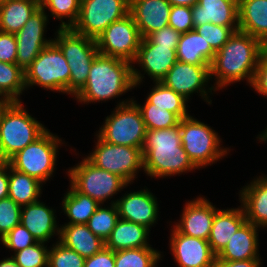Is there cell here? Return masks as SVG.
<instances>
[{
	"label": "cell",
	"instance_id": "obj_42",
	"mask_svg": "<svg viewBox=\"0 0 267 267\" xmlns=\"http://www.w3.org/2000/svg\"><path fill=\"white\" fill-rule=\"evenodd\" d=\"M21 208L10 197L0 200V238L20 224Z\"/></svg>",
	"mask_w": 267,
	"mask_h": 267
},
{
	"label": "cell",
	"instance_id": "obj_22",
	"mask_svg": "<svg viewBox=\"0 0 267 267\" xmlns=\"http://www.w3.org/2000/svg\"><path fill=\"white\" fill-rule=\"evenodd\" d=\"M41 200L22 206L20 223L34 236L37 242L47 243L53 235L60 236L56 214L52 207Z\"/></svg>",
	"mask_w": 267,
	"mask_h": 267
},
{
	"label": "cell",
	"instance_id": "obj_29",
	"mask_svg": "<svg viewBox=\"0 0 267 267\" xmlns=\"http://www.w3.org/2000/svg\"><path fill=\"white\" fill-rule=\"evenodd\" d=\"M215 51L195 30L182 33L177 45V60L192 65H211Z\"/></svg>",
	"mask_w": 267,
	"mask_h": 267
},
{
	"label": "cell",
	"instance_id": "obj_6",
	"mask_svg": "<svg viewBox=\"0 0 267 267\" xmlns=\"http://www.w3.org/2000/svg\"><path fill=\"white\" fill-rule=\"evenodd\" d=\"M97 135L107 143L131 146L142 150L147 128L142 113L132 98L117 103Z\"/></svg>",
	"mask_w": 267,
	"mask_h": 267
},
{
	"label": "cell",
	"instance_id": "obj_26",
	"mask_svg": "<svg viewBox=\"0 0 267 267\" xmlns=\"http://www.w3.org/2000/svg\"><path fill=\"white\" fill-rule=\"evenodd\" d=\"M60 227L59 242L84 258L93 256L105 247V242L87 224H64Z\"/></svg>",
	"mask_w": 267,
	"mask_h": 267
},
{
	"label": "cell",
	"instance_id": "obj_54",
	"mask_svg": "<svg viewBox=\"0 0 267 267\" xmlns=\"http://www.w3.org/2000/svg\"><path fill=\"white\" fill-rule=\"evenodd\" d=\"M257 136H258L257 138L260 140V142L262 141V142L266 143L267 142V128L264 131H262L261 134H259Z\"/></svg>",
	"mask_w": 267,
	"mask_h": 267
},
{
	"label": "cell",
	"instance_id": "obj_34",
	"mask_svg": "<svg viewBox=\"0 0 267 267\" xmlns=\"http://www.w3.org/2000/svg\"><path fill=\"white\" fill-rule=\"evenodd\" d=\"M161 252L152 247L115 251V267H158Z\"/></svg>",
	"mask_w": 267,
	"mask_h": 267
},
{
	"label": "cell",
	"instance_id": "obj_11",
	"mask_svg": "<svg viewBox=\"0 0 267 267\" xmlns=\"http://www.w3.org/2000/svg\"><path fill=\"white\" fill-rule=\"evenodd\" d=\"M95 136L97 137L95 149L86 158L98 168L116 174L128 184H132L137 178L138 172L143 169L142 150L136 147L107 143L97 134Z\"/></svg>",
	"mask_w": 267,
	"mask_h": 267
},
{
	"label": "cell",
	"instance_id": "obj_48",
	"mask_svg": "<svg viewBox=\"0 0 267 267\" xmlns=\"http://www.w3.org/2000/svg\"><path fill=\"white\" fill-rule=\"evenodd\" d=\"M84 267H115V252L104 247L100 252L85 258Z\"/></svg>",
	"mask_w": 267,
	"mask_h": 267
},
{
	"label": "cell",
	"instance_id": "obj_17",
	"mask_svg": "<svg viewBox=\"0 0 267 267\" xmlns=\"http://www.w3.org/2000/svg\"><path fill=\"white\" fill-rule=\"evenodd\" d=\"M114 203L118 208L119 219L141 224L148 229L158 221V201L148 188L125 193L123 197L111 200L109 204Z\"/></svg>",
	"mask_w": 267,
	"mask_h": 267
},
{
	"label": "cell",
	"instance_id": "obj_30",
	"mask_svg": "<svg viewBox=\"0 0 267 267\" xmlns=\"http://www.w3.org/2000/svg\"><path fill=\"white\" fill-rule=\"evenodd\" d=\"M40 8V0H9L0 4V31L18 33L32 14Z\"/></svg>",
	"mask_w": 267,
	"mask_h": 267
},
{
	"label": "cell",
	"instance_id": "obj_24",
	"mask_svg": "<svg viewBox=\"0 0 267 267\" xmlns=\"http://www.w3.org/2000/svg\"><path fill=\"white\" fill-rule=\"evenodd\" d=\"M259 228L245 222L217 255L216 260L238 261L259 258Z\"/></svg>",
	"mask_w": 267,
	"mask_h": 267
},
{
	"label": "cell",
	"instance_id": "obj_46",
	"mask_svg": "<svg viewBox=\"0 0 267 267\" xmlns=\"http://www.w3.org/2000/svg\"><path fill=\"white\" fill-rule=\"evenodd\" d=\"M17 42L15 34L0 31V61L16 63Z\"/></svg>",
	"mask_w": 267,
	"mask_h": 267
},
{
	"label": "cell",
	"instance_id": "obj_10",
	"mask_svg": "<svg viewBox=\"0 0 267 267\" xmlns=\"http://www.w3.org/2000/svg\"><path fill=\"white\" fill-rule=\"evenodd\" d=\"M70 183L78 192L104 205L106 200L129 186L120 176L98 168L86 157L67 171Z\"/></svg>",
	"mask_w": 267,
	"mask_h": 267
},
{
	"label": "cell",
	"instance_id": "obj_33",
	"mask_svg": "<svg viewBox=\"0 0 267 267\" xmlns=\"http://www.w3.org/2000/svg\"><path fill=\"white\" fill-rule=\"evenodd\" d=\"M144 104H155L176 114L180 119L190 116L188 113V100L174 90L167 88L161 82H155L150 93L147 94ZM187 105V107H186Z\"/></svg>",
	"mask_w": 267,
	"mask_h": 267
},
{
	"label": "cell",
	"instance_id": "obj_1",
	"mask_svg": "<svg viewBox=\"0 0 267 267\" xmlns=\"http://www.w3.org/2000/svg\"><path fill=\"white\" fill-rule=\"evenodd\" d=\"M264 51L265 45L258 38L240 30L235 31L215 53L211 63L210 79L215 78V90H222L231 83L244 79L251 86L259 58Z\"/></svg>",
	"mask_w": 267,
	"mask_h": 267
},
{
	"label": "cell",
	"instance_id": "obj_14",
	"mask_svg": "<svg viewBox=\"0 0 267 267\" xmlns=\"http://www.w3.org/2000/svg\"><path fill=\"white\" fill-rule=\"evenodd\" d=\"M210 66L211 65H192L177 61L161 80V83L174 90L176 93L183 96L189 101L190 95L198 93L209 105L212 100L209 99L208 93L216 91L212 86L208 87L210 83ZM209 82V83H208ZM208 87V89H207Z\"/></svg>",
	"mask_w": 267,
	"mask_h": 267
},
{
	"label": "cell",
	"instance_id": "obj_35",
	"mask_svg": "<svg viewBox=\"0 0 267 267\" xmlns=\"http://www.w3.org/2000/svg\"><path fill=\"white\" fill-rule=\"evenodd\" d=\"M0 89L12 101H21L20 96L26 89L24 70L16 63L0 61Z\"/></svg>",
	"mask_w": 267,
	"mask_h": 267
},
{
	"label": "cell",
	"instance_id": "obj_15",
	"mask_svg": "<svg viewBox=\"0 0 267 267\" xmlns=\"http://www.w3.org/2000/svg\"><path fill=\"white\" fill-rule=\"evenodd\" d=\"M47 13L39 8L27 20L21 30L15 34L17 42L16 64L25 70L39 55V53L53 42L44 37L47 23Z\"/></svg>",
	"mask_w": 267,
	"mask_h": 267
},
{
	"label": "cell",
	"instance_id": "obj_5",
	"mask_svg": "<svg viewBox=\"0 0 267 267\" xmlns=\"http://www.w3.org/2000/svg\"><path fill=\"white\" fill-rule=\"evenodd\" d=\"M53 42L63 52L70 69L69 94L75 96L86 84L91 64L99 53L96 40L74 32L71 28H58Z\"/></svg>",
	"mask_w": 267,
	"mask_h": 267
},
{
	"label": "cell",
	"instance_id": "obj_8",
	"mask_svg": "<svg viewBox=\"0 0 267 267\" xmlns=\"http://www.w3.org/2000/svg\"><path fill=\"white\" fill-rule=\"evenodd\" d=\"M64 144L55 134L47 130L33 143L12 156L7 163L18 172L46 183L56 170L58 147Z\"/></svg>",
	"mask_w": 267,
	"mask_h": 267
},
{
	"label": "cell",
	"instance_id": "obj_28",
	"mask_svg": "<svg viewBox=\"0 0 267 267\" xmlns=\"http://www.w3.org/2000/svg\"><path fill=\"white\" fill-rule=\"evenodd\" d=\"M149 233L150 229L141 224L119 219L110 237L106 240L105 247L114 252L123 249L151 247L152 245L147 241Z\"/></svg>",
	"mask_w": 267,
	"mask_h": 267
},
{
	"label": "cell",
	"instance_id": "obj_9",
	"mask_svg": "<svg viewBox=\"0 0 267 267\" xmlns=\"http://www.w3.org/2000/svg\"><path fill=\"white\" fill-rule=\"evenodd\" d=\"M24 72L26 90L37 85L69 95V65L54 42L45 47Z\"/></svg>",
	"mask_w": 267,
	"mask_h": 267
},
{
	"label": "cell",
	"instance_id": "obj_3",
	"mask_svg": "<svg viewBox=\"0 0 267 267\" xmlns=\"http://www.w3.org/2000/svg\"><path fill=\"white\" fill-rule=\"evenodd\" d=\"M180 126L147 130L142 148L143 170L151 178H166L198 168L189 159L180 139Z\"/></svg>",
	"mask_w": 267,
	"mask_h": 267
},
{
	"label": "cell",
	"instance_id": "obj_53",
	"mask_svg": "<svg viewBox=\"0 0 267 267\" xmlns=\"http://www.w3.org/2000/svg\"><path fill=\"white\" fill-rule=\"evenodd\" d=\"M13 101L0 89V106L8 105Z\"/></svg>",
	"mask_w": 267,
	"mask_h": 267
},
{
	"label": "cell",
	"instance_id": "obj_47",
	"mask_svg": "<svg viewBox=\"0 0 267 267\" xmlns=\"http://www.w3.org/2000/svg\"><path fill=\"white\" fill-rule=\"evenodd\" d=\"M251 87L259 93L267 97V52L264 51L259 58L258 66L255 71L254 79Z\"/></svg>",
	"mask_w": 267,
	"mask_h": 267
},
{
	"label": "cell",
	"instance_id": "obj_4",
	"mask_svg": "<svg viewBox=\"0 0 267 267\" xmlns=\"http://www.w3.org/2000/svg\"><path fill=\"white\" fill-rule=\"evenodd\" d=\"M46 128L28 113L21 101L0 106V162H7L33 143Z\"/></svg>",
	"mask_w": 267,
	"mask_h": 267
},
{
	"label": "cell",
	"instance_id": "obj_43",
	"mask_svg": "<svg viewBox=\"0 0 267 267\" xmlns=\"http://www.w3.org/2000/svg\"><path fill=\"white\" fill-rule=\"evenodd\" d=\"M1 242L14 253L37 243L34 236L21 223L2 237Z\"/></svg>",
	"mask_w": 267,
	"mask_h": 267
},
{
	"label": "cell",
	"instance_id": "obj_49",
	"mask_svg": "<svg viewBox=\"0 0 267 267\" xmlns=\"http://www.w3.org/2000/svg\"><path fill=\"white\" fill-rule=\"evenodd\" d=\"M260 260L261 259H247L238 261L216 260L214 267H261L262 262Z\"/></svg>",
	"mask_w": 267,
	"mask_h": 267
},
{
	"label": "cell",
	"instance_id": "obj_44",
	"mask_svg": "<svg viewBox=\"0 0 267 267\" xmlns=\"http://www.w3.org/2000/svg\"><path fill=\"white\" fill-rule=\"evenodd\" d=\"M168 25L181 34L194 30L191 7L172 6Z\"/></svg>",
	"mask_w": 267,
	"mask_h": 267
},
{
	"label": "cell",
	"instance_id": "obj_52",
	"mask_svg": "<svg viewBox=\"0 0 267 267\" xmlns=\"http://www.w3.org/2000/svg\"><path fill=\"white\" fill-rule=\"evenodd\" d=\"M0 267H20L12 257L0 261Z\"/></svg>",
	"mask_w": 267,
	"mask_h": 267
},
{
	"label": "cell",
	"instance_id": "obj_31",
	"mask_svg": "<svg viewBox=\"0 0 267 267\" xmlns=\"http://www.w3.org/2000/svg\"><path fill=\"white\" fill-rule=\"evenodd\" d=\"M42 185L38 179L16 171L9 165L8 197L19 206H25L39 201Z\"/></svg>",
	"mask_w": 267,
	"mask_h": 267
},
{
	"label": "cell",
	"instance_id": "obj_32",
	"mask_svg": "<svg viewBox=\"0 0 267 267\" xmlns=\"http://www.w3.org/2000/svg\"><path fill=\"white\" fill-rule=\"evenodd\" d=\"M62 199V210L69 218L66 224H87L100 204L91 197L78 192L71 184Z\"/></svg>",
	"mask_w": 267,
	"mask_h": 267
},
{
	"label": "cell",
	"instance_id": "obj_23",
	"mask_svg": "<svg viewBox=\"0 0 267 267\" xmlns=\"http://www.w3.org/2000/svg\"><path fill=\"white\" fill-rule=\"evenodd\" d=\"M239 193L247 222L267 228V175L254 178Z\"/></svg>",
	"mask_w": 267,
	"mask_h": 267
},
{
	"label": "cell",
	"instance_id": "obj_37",
	"mask_svg": "<svg viewBox=\"0 0 267 267\" xmlns=\"http://www.w3.org/2000/svg\"><path fill=\"white\" fill-rule=\"evenodd\" d=\"M102 206L101 204L89 218L87 225L96 236L106 242L119 220V213L115 203L109 205L110 207Z\"/></svg>",
	"mask_w": 267,
	"mask_h": 267
},
{
	"label": "cell",
	"instance_id": "obj_2",
	"mask_svg": "<svg viewBox=\"0 0 267 267\" xmlns=\"http://www.w3.org/2000/svg\"><path fill=\"white\" fill-rule=\"evenodd\" d=\"M135 65L98 53L94 58L84 87L74 96L78 102L89 104L118 98L139 87L142 75Z\"/></svg>",
	"mask_w": 267,
	"mask_h": 267
},
{
	"label": "cell",
	"instance_id": "obj_45",
	"mask_svg": "<svg viewBox=\"0 0 267 267\" xmlns=\"http://www.w3.org/2000/svg\"><path fill=\"white\" fill-rule=\"evenodd\" d=\"M181 33L170 26L161 28L146 37L155 46L177 47Z\"/></svg>",
	"mask_w": 267,
	"mask_h": 267
},
{
	"label": "cell",
	"instance_id": "obj_13",
	"mask_svg": "<svg viewBox=\"0 0 267 267\" xmlns=\"http://www.w3.org/2000/svg\"><path fill=\"white\" fill-rule=\"evenodd\" d=\"M141 39L133 17L128 14L112 22L95 40L100 54L133 64Z\"/></svg>",
	"mask_w": 267,
	"mask_h": 267
},
{
	"label": "cell",
	"instance_id": "obj_36",
	"mask_svg": "<svg viewBox=\"0 0 267 267\" xmlns=\"http://www.w3.org/2000/svg\"><path fill=\"white\" fill-rule=\"evenodd\" d=\"M133 101L139 107L143 121L147 130L167 129L179 125L180 118L161 106L155 104H139L136 100Z\"/></svg>",
	"mask_w": 267,
	"mask_h": 267
},
{
	"label": "cell",
	"instance_id": "obj_19",
	"mask_svg": "<svg viewBox=\"0 0 267 267\" xmlns=\"http://www.w3.org/2000/svg\"><path fill=\"white\" fill-rule=\"evenodd\" d=\"M171 4L168 0H129V14L141 38L169 26Z\"/></svg>",
	"mask_w": 267,
	"mask_h": 267
},
{
	"label": "cell",
	"instance_id": "obj_41",
	"mask_svg": "<svg viewBox=\"0 0 267 267\" xmlns=\"http://www.w3.org/2000/svg\"><path fill=\"white\" fill-rule=\"evenodd\" d=\"M194 30L203 36L211 48L217 52L228 41L234 31L230 27L207 23L201 26L194 27Z\"/></svg>",
	"mask_w": 267,
	"mask_h": 267
},
{
	"label": "cell",
	"instance_id": "obj_40",
	"mask_svg": "<svg viewBox=\"0 0 267 267\" xmlns=\"http://www.w3.org/2000/svg\"><path fill=\"white\" fill-rule=\"evenodd\" d=\"M85 258L59 242L49 249L48 267H84Z\"/></svg>",
	"mask_w": 267,
	"mask_h": 267
},
{
	"label": "cell",
	"instance_id": "obj_18",
	"mask_svg": "<svg viewBox=\"0 0 267 267\" xmlns=\"http://www.w3.org/2000/svg\"><path fill=\"white\" fill-rule=\"evenodd\" d=\"M217 210L205 197L186 201L181 219L174 227L186 236L208 240Z\"/></svg>",
	"mask_w": 267,
	"mask_h": 267
},
{
	"label": "cell",
	"instance_id": "obj_55",
	"mask_svg": "<svg viewBox=\"0 0 267 267\" xmlns=\"http://www.w3.org/2000/svg\"><path fill=\"white\" fill-rule=\"evenodd\" d=\"M6 1H9V0H0V4H1V3H4V2H6Z\"/></svg>",
	"mask_w": 267,
	"mask_h": 267
},
{
	"label": "cell",
	"instance_id": "obj_39",
	"mask_svg": "<svg viewBox=\"0 0 267 267\" xmlns=\"http://www.w3.org/2000/svg\"><path fill=\"white\" fill-rule=\"evenodd\" d=\"M45 244L37 242L14 253L11 257L20 267H48L49 248Z\"/></svg>",
	"mask_w": 267,
	"mask_h": 267
},
{
	"label": "cell",
	"instance_id": "obj_27",
	"mask_svg": "<svg viewBox=\"0 0 267 267\" xmlns=\"http://www.w3.org/2000/svg\"><path fill=\"white\" fill-rule=\"evenodd\" d=\"M238 30L267 44V0H238Z\"/></svg>",
	"mask_w": 267,
	"mask_h": 267
},
{
	"label": "cell",
	"instance_id": "obj_25",
	"mask_svg": "<svg viewBox=\"0 0 267 267\" xmlns=\"http://www.w3.org/2000/svg\"><path fill=\"white\" fill-rule=\"evenodd\" d=\"M243 207L219 209L214 215L208 242L212 251L218 255L228 244L234 233L246 222Z\"/></svg>",
	"mask_w": 267,
	"mask_h": 267
},
{
	"label": "cell",
	"instance_id": "obj_20",
	"mask_svg": "<svg viewBox=\"0 0 267 267\" xmlns=\"http://www.w3.org/2000/svg\"><path fill=\"white\" fill-rule=\"evenodd\" d=\"M176 49L177 47L155 46L147 38H142L133 64L141 66L144 74L154 82H161L178 61Z\"/></svg>",
	"mask_w": 267,
	"mask_h": 267
},
{
	"label": "cell",
	"instance_id": "obj_7",
	"mask_svg": "<svg viewBox=\"0 0 267 267\" xmlns=\"http://www.w3.org/2000/svg\"><path fill=\"white\" fill-rule=\"evenodd\" d=\"M179 126L183 149L198 169L222 160L229 153V148L221 147L218 133L193 116L181 119Z\"/></svg>",
	"mask_w": 267,
	"mask_h": 267
},
{
	"label": "cell",
	"instance_id": "obj_51",
	"mask_svg": "<svg viewBox=\"0 0 267 267\" xmlns=\"http://www.w3.org/2000/svg\"><path fill=\"white\" fill-rule=\"evenodd\" d=\"M168 1L171 4V6L182 5V6L192 7L196 3H198V0H168Z\"/></svg>",
	"mask_w": 267,
	"mask_h": 267
},
{
	"label": "cell",
	"instance_id": "obj_38",
	"mask_svg": "<svg viewBox=\"0 0 267 267\" xmlns=\"http://www.w3.org/2000/svg\"><path fill=\"white\" fill-rule=\"evenodd\" d=\"M81 0H40V7L48 8L53 18L60 20L59 28H72L80 12ZM63 18H67L66 22Z\"/></svg>",
	"mask_w": 267,
	"mask_h": 267
},
{
	"label": "cell",
	"instance_id": "obj_50",
	"mask_svg": "<svg viewBox=\"0 0 267 267\" xmlns=\"http://www.w3.org/2000/svg\"><path fill=\"white\" fill-rule=\"evenodd\" d=\"M9 164L0 162V200L8 197Z\"/></svg>",
	"mask_w": 267,
	"mask_h": 267
},
{
	"label": "cell",
	"instance_id": "obj_16",
	"mask_svg": "<svg viewBox=\"0 0 267 267\" xmlns=\"http://www.w3.org/2000/svg\"><path fill=\"white\" fill-rule=\"evenodd\" d=\"M170 234V251L178 267H214L217 255L208 240L186 236L174 226Z\"/></svg>",
	"mask_w": 267,
	"mask_h": 267
},
{
	"label": "cell",
	"instance_id": "obj_21",
	"mask_svg": "<svg viewBox=\"0 0 267 267\" xmlns=\"http://www.w3.org/2000/svg\"><path fill=\"white\" fill-rule=\"evenodd\" d=\"M194 27L207 23L239 28L238 0H198L191 7Z\"/></svg>",
	"mask_w": 267,
	"mask_h": 267
},
{
	"label": "cell",
	"instance_id": "obj_12",
	"mask_svg": "<svg viewBox=\"0 0 267 267\" xmlns=\"http://www.w3.org/2000/svg\"><path fill=\"white\" fill-rule=\"evenodd\" d=\"M129 14V0H81L72 30L96 39L112 22Z\"/></svg>",
	"mask_w": 267,
	"mask_h": 267
}]
</instances>
